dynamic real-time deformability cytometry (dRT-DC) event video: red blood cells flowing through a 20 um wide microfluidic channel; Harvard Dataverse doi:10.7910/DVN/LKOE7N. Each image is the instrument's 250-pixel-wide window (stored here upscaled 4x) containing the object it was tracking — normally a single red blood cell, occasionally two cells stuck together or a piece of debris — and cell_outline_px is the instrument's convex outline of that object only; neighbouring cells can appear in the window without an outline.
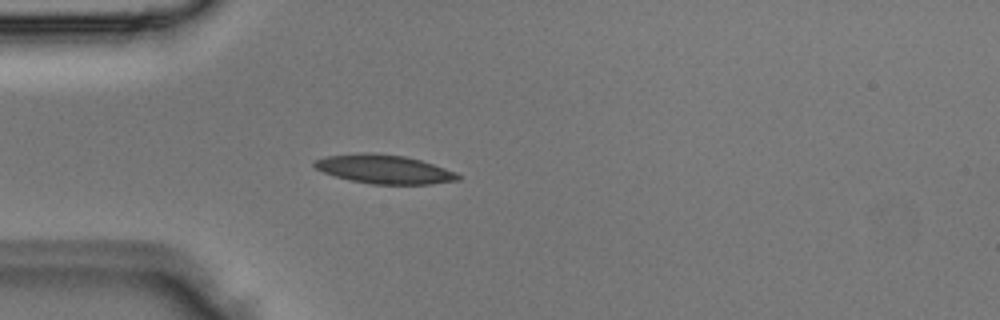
{"species": "Egyptian fruit bat (a non-hibernating species)", "species_latin": "Rousettus aegyptiacus", "temperature_condition": "room temperature", "stored_images_in_passage": 2, "camera_frame_rate_fps": 3000, "um_per_image_px": 0.085, "animal": {"sex": "male"}, "frame": {"image": 1, "passage_image": 2, "time_ms": 0.333, "image_size_px": [1000, 320], "cell_outline_px": [[460, 180], [432, 184], [372, 184], [352, 180], [336, 176], [324, 172], [316, 168], [312, 164], [312, 160], [324, 156], [360, 152], [372, 152], [404, 156], [420, 160], [456, 172], [460, 176]], "centroid_in_image_um": [32.62, 14.37], "position_along_channel_um": 52.4, "area_um2": 24.16}}